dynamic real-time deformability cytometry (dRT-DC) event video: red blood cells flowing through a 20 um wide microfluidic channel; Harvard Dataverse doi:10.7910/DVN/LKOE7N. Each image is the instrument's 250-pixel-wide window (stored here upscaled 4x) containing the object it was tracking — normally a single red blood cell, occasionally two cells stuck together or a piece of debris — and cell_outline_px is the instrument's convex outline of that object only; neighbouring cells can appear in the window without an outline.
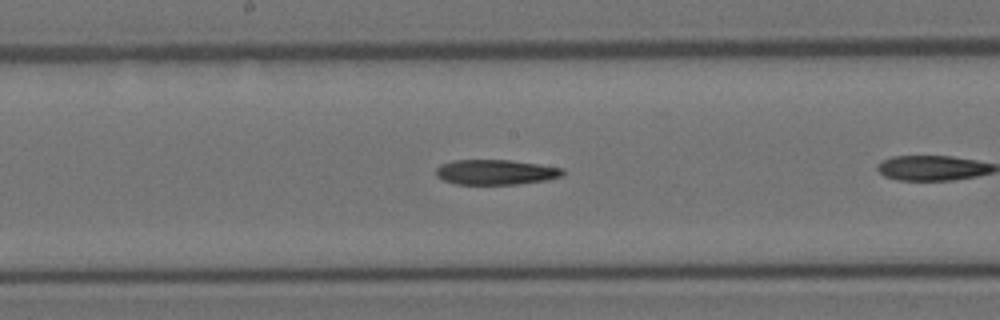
{"species": "Egyptian fruit bat (a non-hibernating species)", "species_latin": "Rousettus aegyptiacus", "temperature_condition": "room temperature", "stored_images_in_passage": 19, "camera_frame_rate_fps": 3000, "um_per_image_px": 0.085, "animal": {"sex": "female"}, "frame": {"image": 1, "passage_image": 9, "time_ms": 2.667, "image_size_px": [1000, 320], "cell_outline_px": [[564, 172], [560, 176], [544, 180], [516, 184], [456, 184], [444, 180], [436, 176], [436, 168], [440, 164], [452, 160], [508, 160], [540, 164], [564, 168]], "centroid_in_image_um": [42.1, 14.62], "position_along_channel_um": 206.1, "area_um2": 18.44}}
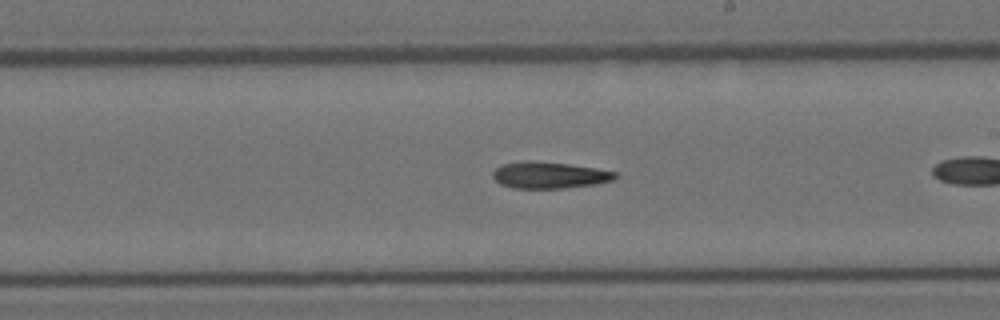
{"frame": {"image": 2, "passage_image": 11, "time_ms": 3.333, "image_size_px": [1000, 320], "cell_outline_px": [[620, 176], [612, 180], [596, 184], [564, 188], [512, 188], [500, 184], [492, 176], [492, 172], [496, 168], [504, 164], [524, 160], [532, 160], [568, 164], [596, 168], [620, 172]], "centroid_in_image_um": [46.73, 14.88], "position_along_channel_um": 242.3, "area_um2": 19.13}}